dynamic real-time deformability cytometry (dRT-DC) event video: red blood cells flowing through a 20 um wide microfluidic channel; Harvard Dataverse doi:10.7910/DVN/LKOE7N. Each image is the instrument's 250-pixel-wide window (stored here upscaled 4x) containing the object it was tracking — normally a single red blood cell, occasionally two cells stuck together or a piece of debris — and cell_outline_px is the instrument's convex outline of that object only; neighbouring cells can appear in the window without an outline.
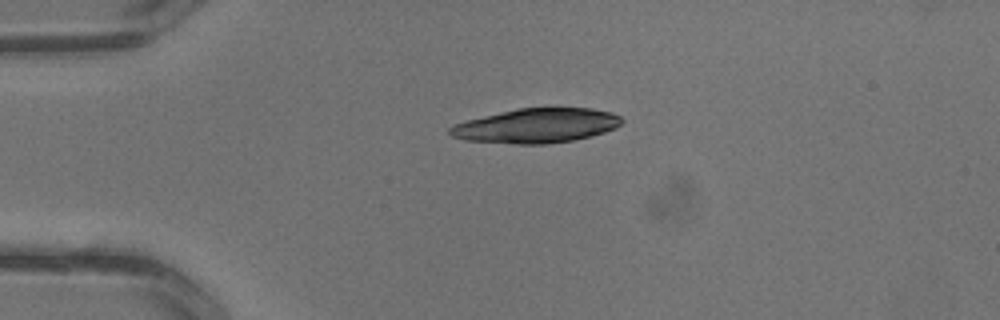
{"species": "common noctule bat (a hibernating species)", "species_latin": "Nyctalus noctula", "temperature_condition": "warm", "stored_images_in_passage": 1, "camera_frame_rate_fps": 3000, "um_per_image_px": 0.085, "animal": {"sex": "male", "body_mass_g": 13.3}, "frame": {"image": 1, "passage_image": 1, "time_ms": 0.0, "image_size_px": [1000, 320], "cell_outline_px": [[624, 120], [616, 128], [592, 136], [572, 140], [544, 144], [516, 144], [464, 140], [452, 136], [448, 132], [448, 128], [456, 124], [468, 120], [516, 108], [592, 108], [612, 112], [620, 116]], "centroid_in_image_um": [45.63, 10.68], "position_along_channel_um": 39.4, "area_um2": 34.45}}